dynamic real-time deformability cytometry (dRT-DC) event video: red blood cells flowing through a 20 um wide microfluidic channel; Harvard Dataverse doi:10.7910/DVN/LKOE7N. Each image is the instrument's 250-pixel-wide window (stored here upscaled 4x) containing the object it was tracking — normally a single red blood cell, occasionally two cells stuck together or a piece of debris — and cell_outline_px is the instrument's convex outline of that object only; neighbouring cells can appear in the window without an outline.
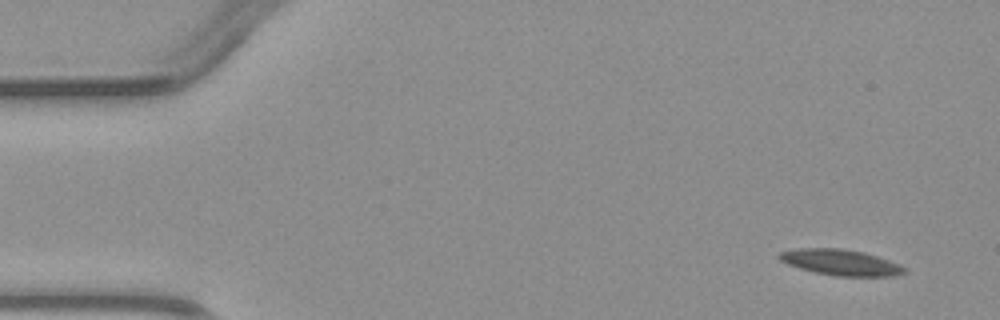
{"species": "common noctule bat (a hibernating species)", "species_latin": "Nyctalus noctula", "temperature_condition": "warm", "stored_images_in_passage": 4, "camera_frame_rate_fps": 3000, "um_per_image_px": 0.085, "animal": {"sex": "male", "body_mass_g": 23.1, "forearm_length_mm": 52.7}, "frame": {"image": 1, "passage_image": 1, "time_ms": 0.0, "image_size_px": [1000, 320], "cell_outline_px": [[908, 272], [892, 276], [836, 276], [816, 272], [800, 268], [788, 264], [780, 260], [776, 256], [780, 252], [796, 248], [844, 248], [864, 252], [900, 264]], "centroid_in_image_um": [71.45, 22.29], "position_along_channel_um": 13.6, "area_um2": 18.84}}
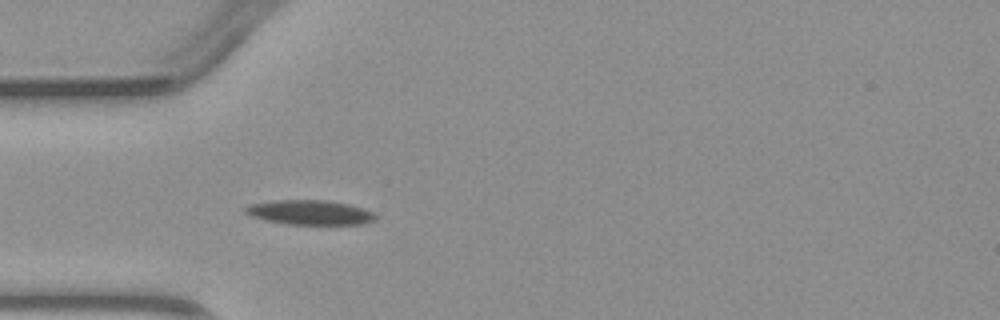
{"frame": {"image": 2, "passage_image": 4, "time_ms": 3.667, "image_size_px": [1000, 320], "cell_outline_px": [[376, 220], [360, 224], [288, 224], [264, 220], [252, 216], [244, 212], [244, 208], [252, 204], [272, 200], [328, 200], [348, 204], [364, 208], [372, 212], [376, 216]], "centroid_in_image_um": [26.34, 18.05], "position_along_channel_um": 58.7, "area_um2": 18.61}}